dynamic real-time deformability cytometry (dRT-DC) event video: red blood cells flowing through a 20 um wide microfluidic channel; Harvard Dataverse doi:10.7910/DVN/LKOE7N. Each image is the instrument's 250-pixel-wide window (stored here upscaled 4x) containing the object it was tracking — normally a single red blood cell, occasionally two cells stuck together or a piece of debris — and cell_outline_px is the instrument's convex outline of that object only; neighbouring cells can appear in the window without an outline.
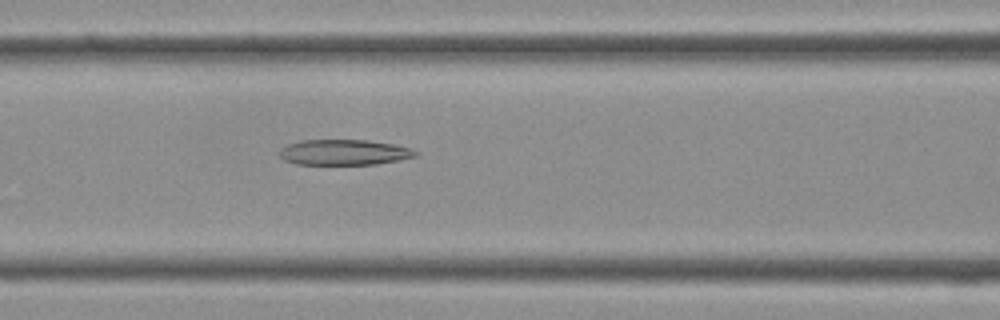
{"species": "Egyptian fruit bat (a non-hibernating species)", "species_latin": "Rousettus aegyptiacus", "temperature_condition": "cold", "stored_images_in_passage": 34, "camera_frame_rate_fps": 3000, "um_per_image_px": 0.085, "frame": {"image": 1, "passage_image": 11, "time_ms": 3.333, "image_size_px": [1000, 320], "cell_outline_px": [[416, 156], [376, 164], [296, 164], [284, 160], [280, 156], [280, 148], [288, 144], [300, 140], [368, 140], [392, 144], [408, 148], [416, 152]], "centroid_in_image_um": [29.17, 12.94], "position_along_channel_um": 137.4, "area_um2": 19.94}}
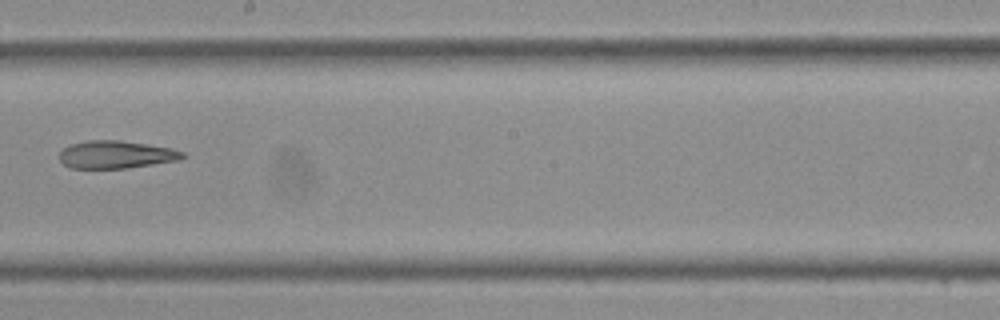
{"frame": {"image": 2, "passage_image": 17, "time_ms": 5.333, "image_size_px": [1000, 320], "cell_outline_px": [[188, 156], [180, 160], [128, 168], [72, 168], [64, 164], [60, 160], [60, 152], [64, 148], [72, 144], [88, 140], [120, 140], [172, 148], [184, 152]], "centroid_in_image_um": [9.92, 13.14], "position_along_channel_um": 238.3, "area_um2": 19.88}}
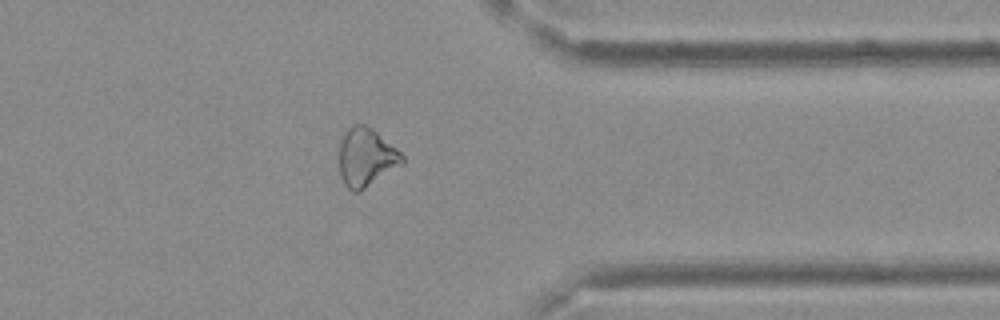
{"frame": {"image": 3, "passage_image": 26, "time_ms": 8.333, "image_size_px": [1000, 320], "cell_outline_px": [[404, 164], [360, 192], [352, 192], [344, 184], [340, 176], [340, 140], [344, 132], [348, 128], [356, 124], [364, 124], [372, 128], [396, 148], [404, 156]], "centroid_in_image_um": [31.13, 13.39], "position_along_channel_um": 380.3, "area_um2": 21.62}}